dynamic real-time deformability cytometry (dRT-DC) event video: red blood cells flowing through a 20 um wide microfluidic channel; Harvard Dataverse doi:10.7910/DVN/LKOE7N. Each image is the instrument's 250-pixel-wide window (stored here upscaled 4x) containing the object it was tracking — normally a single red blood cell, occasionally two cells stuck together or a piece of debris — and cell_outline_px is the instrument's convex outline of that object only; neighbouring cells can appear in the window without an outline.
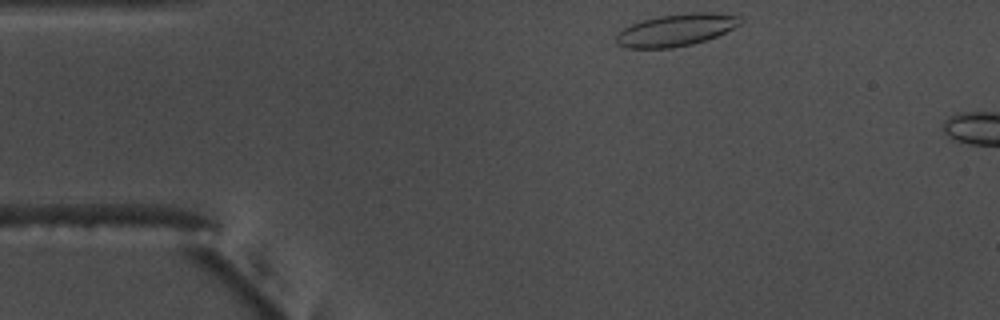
{"species": "common noctule bat (a hibernating species)", "species_latin": "Nyctalus noctula", "temperature_condition": "warm", "stored_images_in_passage": 5, "camera_frame_rate_fps": 3000, "um_per_image_px": 0.085, "animal": {"sex": "male", "body_mass_g": 17.5, "forearm_length_mm": 52.3}, "frame": {"image": 1, "passage_image": 1, "time_ms": 0.0, "image_size_px": [1000, 320], "cell_outline_px": [[744, 20], [740, 24], [716, 36], [692, 44], [672, 48], [628, 48], [616, 44], [616, 36], [624, 28], [632, 24], [644, 20], [660, 16], [692, 12], [712, 12], [740, 16]], "centroid_in_image_um": [57.48, 2.55], "position_along_channel_um": 27.5, "area_um2": 23.0}}